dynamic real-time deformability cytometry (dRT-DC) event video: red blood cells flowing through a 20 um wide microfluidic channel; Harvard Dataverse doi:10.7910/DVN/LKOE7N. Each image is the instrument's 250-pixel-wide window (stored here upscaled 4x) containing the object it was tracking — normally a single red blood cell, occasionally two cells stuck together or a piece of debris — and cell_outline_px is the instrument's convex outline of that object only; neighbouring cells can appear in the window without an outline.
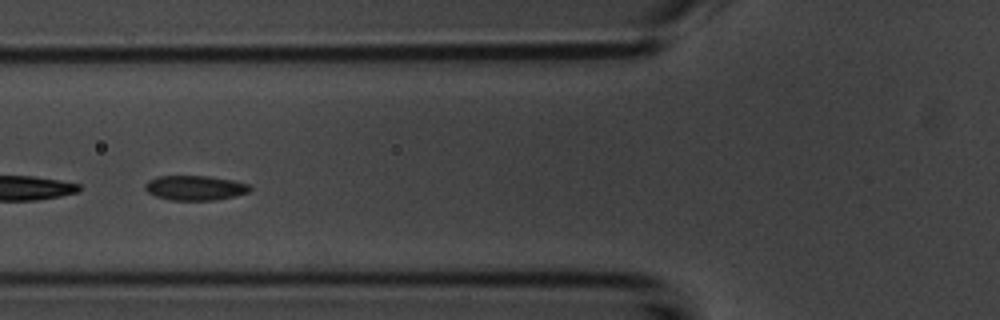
{"species": "common noctule bat (a hibernating species)", "species_latin": "Nyctalus noctula", "temperature_condition": "room temperature", "stored_images_in_passage": 29, "camera_frame_rate_fps": 3000, "um_per_image_px": 0.085, "animal": {"sex": "male", "body_mass_g": 20.1, "forearm_length_mm": 53.5}, "frame": {"image": 1, "passage_image": 9, "time_ms": 2.667, "image_size_px": [1000, 320], "cell_outline_px": [[252, 188], [248, 192], [232, 196], [212, 200], [172, 200], [156, 196], [148, 192], [144, 188], [144, 184], [148, 180], [156, 176], [208, 176], [232, 180], [248, 184]], "centroid_in_image_um": [16.53, 15.96], "position_along_channel_um": 109.3, "area_um2": 14.97}, "authors_computed_cell_mechanics": {"area_um2": 15.8372, "velocity_mm_per_s": 3.6849, "shape_relaxation_time_tau1_ms": null, "shape_relaxation_time_tau2_ms": 2.718, "deformation_change_tau1": null, "deformation_change_tau2": 0.0744}}